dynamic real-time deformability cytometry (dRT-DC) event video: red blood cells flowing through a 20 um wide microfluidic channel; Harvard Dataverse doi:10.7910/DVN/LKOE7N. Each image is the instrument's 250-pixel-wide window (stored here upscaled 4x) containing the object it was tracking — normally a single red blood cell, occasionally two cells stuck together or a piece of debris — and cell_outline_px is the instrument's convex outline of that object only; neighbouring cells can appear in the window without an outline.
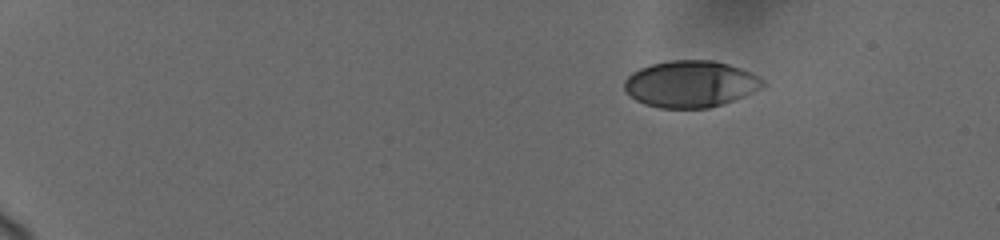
{"species": "human", "species_latin": "Homo sapiens", "temperature_condition": "cold", "stored_images_in_passage": 7, "camera_frame_rate_fps": 3000, "um_per_image_px": 0.085, "donor": {"sex": "female"}, "frame": {"image": 1, "passage_image": 1, "time_ms": 0.0, "image_size_px": [1000, 240], "cell_outline_px": [[764, 84], [760, 88], [744, 96], [724, 104], [708, 108], [660, 108], [644, 104], [636, 100], [624, 88], [624, 80], [632, 72], [640, 68], [652, 64], [672, 60], [712, 60], [728, 64], [752, 72], [764, 80]], "centroid_in_image_um": [58.7, 7.14], "position_along_channel_um": 26.3, "area_um2": 37.57}}
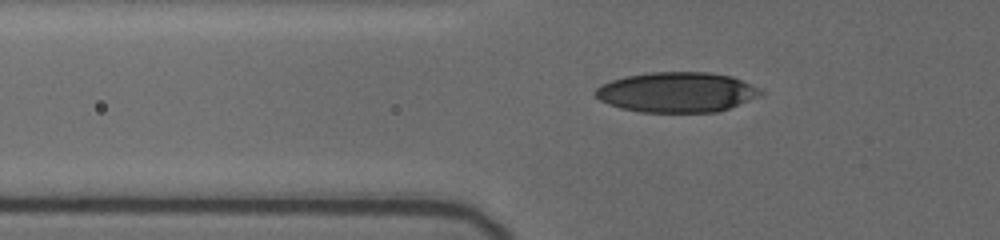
{"frame": {"image": 2, "passage_image": 6, "time_ms": 4.333, "image_size_px": [1000, 240], "cell_outline_px": [[764, 92], [756, 96], [728, 108], [716, 112], [640, 112], [620, 108], [608, 104], [600, 100], [592, 92], [596, 88], [612, 80], [624, 76], [652, 72], [708, 72], [732, 76], [760, 88]], "centroid_in_image_um": [57.48, 7.83], "position_along_channel_um": 68.3, "area_um2": 38.44}}